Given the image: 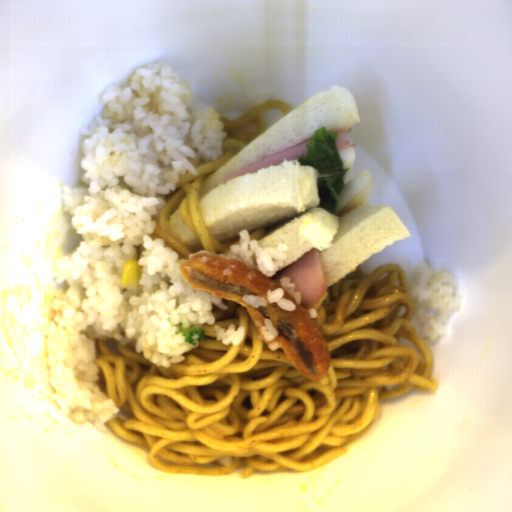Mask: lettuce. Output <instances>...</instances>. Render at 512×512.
Masks as SVG:
<instances>
[{
  "instance_id": "9fb2a089",
  "label": "lettuce",
  "mask_w": 512,
  "mask_h": 512,
  "mask_svg": "<svg viewBox=\"0 0 512 512\" xmlns=\"http://www.w3.org/2000/svg\"><path fill=\"white\" fill-rule=\"evenodd\" d=\"M338 137L337 132H328L325 127H318L305 145L306 154L298 159L299 165L317 170L319 208L326 209L334 216L339 195L344 188V176L349 170L343 167L336 145Z\"/></svg>"
}]
</instances>
